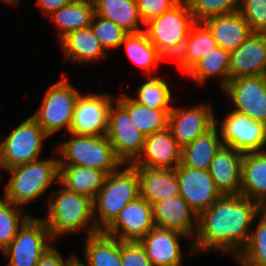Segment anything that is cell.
Segmentation results:
<instances>
[{
	"label": "cell",
	"instance_id": "46",
	"mask_svg": "<svg viewBox=\"0 0 266 266\" xmlns=\"http://www.w3.org/2000/svg\"><path fill=\"white\" fill-rule=\"evenodd\" d=\"M73 266H83L79 261H77Z\"/></svg>",
	"mask_w": 266,
	"mask_h": 266
},
{
	"label": "cell",
	"instance_id": "36",
	"mask_svg": "<svg viewBox=\"0 0 266 266\" xmlns=\"http://www.w3.org/2000/svg\"><path fill=\"white\" fill-rule=\"evenodd\" d=\"M16 207V208H15ZM23 208L0 198V250L3 252L15 238L19 229L31 217L22 213Z\"/></svg>",
	"mask_w": 266,
	"mask_h": 266
},
{
	"label": "cell",
	"instance_id": "44",
	"mask_svg": "<svg viewBox=\"0 0 266 266\" xmlns=\"http://www.w3.org/2000/svg\"><path fill=\"white\" fill-rule=\"evenodd\" d=\"M76 0H37L38 7L42 11L48 13L49 15L53 14L59 8L70 5Z\"/></svg>",
	"mask_w": 266,
	"mask_h": 266
},
{
	"label": "cell",
	"instance_id": "24",
	"mask_svg": "<svg viewBox=\"0 0 266 266\" xmlns=\"http://www.w3.org/2000/svg\"><path fill=\"white\" fill-rule=\"evenodd\" d=\"M240 195L266 208V151L244 153Z\"/></svg>",
	"mask_w": 266,
	"mask_h": 266
},
{
	"label": "cell",
	"instance_id": "10",
	"mask_svg": "<svg viewBox=\"0 0 266 266\" xmlns=\"http://www.w3.org/2000/svg\"><path fill=\"white\" fill-rule=\"evenodd\" d=\"M109 110L107 138L116 157L123 163L133 164L141 155L145 135L136 127L128 111L115 100ZM116 107V108H115Z\"/></svg>",
	"mask_w": 266,
	"mask_h": 266
},
{
	"label": "cell",
	"instance_id": "22",
	"mask_svg": "<svg viewBox=\"0 0 266 266\" xmlns=\"http://www.w3.org/2000/svg\"><path fill=\"white\" fill-rule=\"evenodd\" d=\"M202 23L212 33L217 45L229 52L236 50L252 33L239 11L214 15Z\"/></svg>",
	"mask_w": 266,
	"mask_h": 266
},
{
	"label": "cell",
	"instance_id": "29",
	"mask_svg": "<svg viewBox=\"0 0 266 266\" xmlns=\"http://www.w3.org/2000/svg\"><path fill=\"white\" fill-rule=\"evenodd\" d=\"M218 47L212 33L202 23L196 22L190 29L182 52L176 62L183 72H188L197 62L209 52Z\"/></svg>",
	"mask_w": 266,
	"mask_h": 266
},
{
	"label": "cell",
	"instance_id": "11",
	"mask_svg": "<svg viewBox=\"0 0 266 266\" xmlns=\"http://www.w3.org/2000/svg\"><path fill=\"white\" fill-rule=\"evenodd\" d=\"M111 94H79L69 134L103 136L107 134Z\"/></svg>",
	"mask_w": 266,
	"mask_h": 266
},
{
	"label": "cell",
	"instance_id": "23",
	"mask_svg": "<svg viewBox=\"0 0 266 266\" xmlns=\"http://www.w3.org/2000/svg\"><path fill=\"white\" fill-rule=\"evenodd\" d=\"M139 176L140 196L150 205L179 195L175 169L133 167Z\"/></svg>",
	"mask_w": 266,
	"mask_h": 266
},
{
	"label": "cell",
	"instance_id": "16",
	"mask_svg": "<svg viewBox=\"0 0 266 266\" xmlns=\"http://www.w3.org/2000/svg\"><path fill=\"white\" fill-rule=\"evenodd\" d=\"M215 125V115L210 104H200L190 109L173 107L168 115V128L178 145L183 148Z\"/></svg>",
	"mask_w": 266,
	"mask_h": 266
},
{
	"label": "cell",
	"instance_id": "14",
	"mask_svg": "<svg viewBox=\"0 0 266 266\" xmlns=\"http://www.w3.org/2000/svg\"><path fill=\"white\" fill-rule=\"evenodd\" d=\"M179 195L199 215L222 196L208 170L192 169L180 164L176 169Z\"/></svg>",
	"mask_w": 266,
	"mask_h": 266
},
{
	"label": "cell",
	"instance_id": "42",
	"mask_svg": "<svg viewBox=\"0 0 266 266\" xmlns=\"http://www.w3.org/2000/svg\"><path fill=\"white\" fill-rule=\"evenodd\" d=\"M181 0H136L137 9L142 21L147 23L152 18L171 10Z\"/></svg>",
	"mask_w": 266,
	"mask_h": 266
},
{
	"label": "cell",
	"instance_id": "26",
	"mask_svg": "<svg viewBox=\"0 0 266 266\" xmlns=\"http://www.w3.org/2000/svg\"><path fill=\"white\" fill-rule=\"evenodd\" d=\"M59 41L66 60L82 64L107 56L91 27L70 32Z\"/></svg>",
	"mask_w": 266,
	"mask_h": 266
},
{
	"label": "cell",
	"instance_id": "8",
	"mask_svg": "<svg viewBox=\"0 0 266 266\" xmlns=\"http://www.w3.org/2000/svg\"><path fill=\"white\" fill-rule=\"evenodd\" d=\"M49 136L30 116L0 143V169H11L39 160L42 142ZM1 178V175H0Z\"/></svg>",
	"mask_w": 266,
	"mask_h": 266
},
{
	"label": "cell",
	"instance_id": "30",
	"mask_svg": "<svg viewBox=\"0 0 266 266\" xmlns=\"http://www.w3.org/2000/svg\"><path fill=\"white\" fill-rule=\"evenodd\" d=\"M83 266H121L120 240L100 231L86 236Z\"/></svg>",
	"mask_w": 266,
	"mask_h": 266
},
{
	"label": "cell",
	"instance_id": "6",
	"mask_svg": "<svg viewBox=\"0 0 266 266\" xmlns=\"http://www.w3.org/2000/svg\"><path fill=\"white\" fill-rule=\"evenodd\" d=\"M56 148L59 165H78L96 168L106 175L119 169L123 163L116 157L112 144L106 135H75Z\"/></svg>",
	"mask_w": 266,
	"mask_h": 266
},
{
	"label": "cell",
	"instance_id": "3",
	"mask_svg": "<svg viewBox=\"0 0 266 266\" xmlns=\"http://www.w3.org/2000/svg\"><path fill=\"white\" fill-rule=\"evenodd\" d=\"M139 196V176L131 165L106 175L93 201L96 228L104 231L120 211Z\"/></svg>",
	"mask_w": 266,
	"mask_h": 266
},
{
	"label": "cell",
	"instance_id": "28",
	"mask_svg": "<svg viewBox=\"0 0 266 266\" xmlns=\"http://www.w3.org/2000/svg\"><path fill=\"white\" fill-rule=\"evenodd\" d=\"M95 15L112 21L128 33H137L143 25L136 0H97L94 2Z\"/></svg>",
	"mask_w": 266,
	"mask_h": 266
},
{
	"label": "cell",
	"instance_id": "45",
	"mask_svg": "<svg viewBox=\"0 0 266 266\" xmlns=\"http://www.w3.org/2000/svg\"><path fill=\"white\" fill-rule=\"evenodd\" d=\"M8 4H18L21 0H4Z\"/></svg>",
	"mask_w": 266,
	"mask_h": 266
},
{
	"label": "cell",
	"instance_id": "40",
	"mask_svg": "<svg viewBox=\"0 0 266 266\" xmlns=\"http://www.w3.org/2000/svg\"><path fill=\"white\" fill-rule=\"evenodd\" d=\"M238 11L252 32L266 33V0H240Z\"/></svg>",
	"mask_w": 266,
	"mask_h": 266
},
{
	"label": "cell",
	"instance_id": "33",
	"mask_svg": "<svg viewBox=\"0 0 266 266\" xmlns=\"http://www.w3.org/2000/svg\"><path fill=\"white\" fill-rule=\"evenodd\" d=\"M230 52L216 47L199 62H197L187 74L200 84L205 83L210 77L221 78L222 89L229 83Z\"/></svg>",
	"mask_w": 266,
	"mask_h": 266
},
{
	"label": "cell",
	"instance_id": "21",
	"mask_svg": "<svg viewBox=\"0 0 266 266\" xmlns=\"http://www.w3.org/2000/svg\"><path fill=\"white\" fill-rule=\"evenodd\" d=\"M181 237L187 236L174 230L154 227L139 243L153 266H181Z\"/></svg>",
	"mask_w": 266,
	"mask_h": 266
},
{
	"label": "cell",
	"instance_id": "17",
	"mask_svg": "<svg viewBox=\"0 0 266 266\" xmlns=\"http://www.w3.org/2000/svg\"><path fill=\"white\" fill-rule=\"evenodd\" d=\"M182 148L169 128L145 136L144 148L132 167L176 169L181 164Z\"/></svg>",
	"mask_w": 266,
	"mask_h": 266
},
{
	"label": "cell",
	"instance_id": "13",
	"mask_svg": "<svg viewBox=\"0 0 266 266\" xmlns=\"http://www.w3.org/2000/svg\"><path fill=\"white\" fill-rule=\"evenodd\" d=\"M234 111L266 124V75L230 79L223 88Z\"/></svg>",
	"mask_w": 266,
	"mask_h": 266
},
{
	"label": "cell",
	"instance_id": "19",
	"mask_svg": "<svg viewBox=\"0 0 266 266\" xmlns=\"http://www.w3.org/2000/svg\"><path fill=\"white\" fill-rule=\"evenodd\" d=\"M152 208L155 227L177 231L187 238L195 237L198 215L180 195L158 202Z\"/></svg>",
	"mask_w": 266,
	"mask_h": 266
},
{
	"label": "cell",
	"instance_id": "35",
	"mask_svg": "<svg viewBox=\"0 0 266 266\" xmlns=\"http://www.w3.org/2000/svg\"><path fill=\"white\" fill-rule=\"evenodd\" d=\"M259 216L254 231H250L247 245L235 257L241 266H266V208Z\"/></svg>",
	"mask_w": 266,
	"mask_h": 266
},
{
	"label": "cell",
	"instance_id": "39",
	"mask_svg": "<svg viewBox=\"0 0 266 266\" xmlns=\"http://www.w3.org/2000/svg\"><path fill=\"white\" fill-rule=\"evenodd\" d=\"M196 22L239 10L240 0H186Z\"/></svg>",
	"mask_w": 266,
	"mask_h": 266
},
{
	"label": "cell",
	"instance_id": "7",
	"mask_svg": "<svg viewBox=\"0 0 266 266\" xmlns=\"http://www.w3.org/2000/svg\"><path fill=\"white\" fill-rule=\"evenodd\" d=\"M80 92L71 86L65 76L52 84L44 95L40 108L31 116L51 136L63 127L67 131L72 124L76 100Z\"/></svg>",
	"mask_w": 266,
	"mask_h": 266
},
{
	"label": "cell",
	"instance_id": "34",
	"mask_svg": "<svg viewBox=\"0 0 266 266\" xmlns=\"http://www.w3.org/2000/svg\"><path fill=\"white\" fill-rule=\"evenodd\" d=\"M125 45L126 53L130 60L145 73L156 67L163 59H165L157 48L149 41L146 32L143 30L137 33H128L121 46Z\"/></svg>",
	"mask_w": 266,
	"mask_h": 266
},
{
	"label": "cell",
	"instance_id": "9",
	"mask_svg": "<svg viewBox=\"0 0 266 266\" xmlns=\"http://www.w3.org/2000/svg\"><path fill=\"white\" fill-rule=\"evenodd\" d=\"M53 240L45 221L32 216L19 229L15 238L3 251L10 258L8 266H36L52 247Z\"/></svg>",
	"mask_w": 266,
	"mask_h": 266
},
{
	"label": "cell",
	"instance_id": "1",
	"mask_svg": "<svg viewBox=\"0 0 266 266\" xmlns=\"http://www.w3.org/2000/svg\"><path fill=\"white\" fill-rule=\"evenodd\" d=\"M263 207L240 194L222 195L198 215L191 253L232 252L236 257L247 245L250 227Z\"/></svg>",
	"mask_w": 266,
	"mask_h": 266
},
{
	"label": "cell",
	"instance_id": "47",
	"mask_svg": "<svg viewBox=\"0 0 266 266\" xmlns=\"http://www.w3.org/2000/svg\"><path fill=\"white\" fill-rule=\"evenodd\" d=\"M86 1L94 3V2H96L97 0H86Z\"/></svg>",
	"mask_w": 266,
	"mask_h": 266
},
{
	"label": "cell",
	"instance_id": "41",
	"mask_svg": "<svg viewBox=\"0 0 266 266\" xmlns=\"http://www.w3.org/2000/svg\"><path fill=\"white\" fill-rule=\"evenodd\" d=\"M121 266H153L144 247L137 241H120Z\"/></svg>",
	"mask_w": 266,
	"mask_h": 266
},
{
	"label": "cell",
	"instance_id": "27",
	"mask_svg": "<svg viewBox=\"0 0 266 266\" xmlns=\"http://www.w3.org/2000/svg\"><path fill=\"white\" fill-rule=\"evenodd\" d=\"M218 121L206 133L197 137L193 142L182 148L181 164L183 166L208 170L217 150L222 146L221 137L218 133Z\"/></svg>",
	"mask_w": 266,
	"mask_h": 266
},
{
	"label": "cell",
	"instance_id": "4",
	"mask_svg": "<svg viewBox=\"0 0 266 266\" xmlns=\"http://www.w3.org/2000/svg\"><path fill=\"white\" fill-rule=\"evenodd\" d=\"M11 174L5 186L4 199L14 205L22 207L32 200H36L55 181L59 183V160H36L23 165L7 169Z\"/></svg>",
	"mask_w": 266,
	"mask_h": 266
},
{
	"label": "cell",
	"instance_id": "18",
	"mask_svg": "<svg viewBox=\"0 0 266 266\" xmlns=\"http://www.w3.org/2000/svg\"><path fill=\"white\" fill-rule=\"evenodd\" d=\"M230 79L266 75V33L252 32L230 52Z\"/></svg>",
	"mask_w": 266,
	"mask_h": 266
},
{
	"label": "cell",
	"instance_id": "37",
	"mask_svg": "<svg viewBox=\"0 0 266 266\" xmlns=\"http://www.w3.org/2000/svg\"><path fill=\"white\" fill-rule=\"evenodd\" d=\"M150 78L139 86L137 97L133 99L150 109H172V95L167 82L159 77Z\"/></svg>",
	"mask_w": 266,
	"mask_h": 266
},
{
	"label": "cell",
	"instance_id": "15",
	"mask_svg": "<svg viewBox=\"0 0 266 266\" xmlns=\"http://www.w3.org/2000/svg\"><path fill=\"white\" fill-rule=\"evenodd\" d=\"M154 227L152 205L139 196L129 202L103 232L120 241L139 242Z\"/></svg>",
	"mask_w": 266,
	"mask_h": 266
},
{
	"label": "cell",
	"instance_id": "43",
	"mask_svg": "<svg viewBox=\"0 0 266 266\" xmlns=\"http://www.w3.org/2000/svg\"><path fill=\"white\" fill-rule=\"evenodd\" d=\"M78 261L77 256H71L67 261L63 255L54 247H50L46 253L40 258L36 266H73Z\"/></svg>",
	"mask_w": 266,
	"mask_h": 266
},
{
	"label": "cell",
	"instance_id": "5",
	"mask_svg": "<svg viewBox=\"0 0 266 266\" xmlns=\"http://www.w3.org/2000/svg\"><path fill=\"white\" fill-rule=\"evenodd\" d=\"M196 23L186 0L145 23L149 41L166 59L182 52L191 27Z\"/></svg>",
	"mask_w": 266,
	"mask_h": 266
},
{
	"label": "cell",
	"instance_id": "38",
	"mask_svg": "<svg viewBox=\"0 0 266 266\" xmlns=\"http://www.w3.org/2000/svg\"><path fill=\"white\" fill-rule=\"evenodd\" d=\"M90 27L105 51L119 48L128 34L122 27L95 14L92 17Z\"/></svg>",
	"mask_w": 266,
	"mask_h": 266
},
{
	"label": "cell",
	"instance_id": "12",
	"mask_svg": "<svg viewBox=\"0 0 266 266\" xmlns=\"http://www.w3.org/2000/svg\"><path fill=\"white\" fill-rule=\"evenodd\" d=\"M220 130L223 145L231 146L242 153L265 151L266 124L247 115L233 110L221 123Z\"/></svg>",
	"mask_w": 266,
	"mask_h": 266
},
{
	"label": "cell",
	"instance_id": "20",
	"mask_svg": "<svg viewBox=\"0 0 266 266\" xmlns=\"http://www.w3.org/2000/svg\"><path fill=\"white\" fill-rule=\"evenodd\" d=\"M243 155L223 144L215 153L208 171L222 195L240 194Z\"/></svg>",
	"mask_w": 266,
	"mask_h": 266
},
{
	"label": "cell",
	"instance_id": "32",
	"mask_svg": "<svg viewBox=\"0 0 266 266\" xmlns=\"http://www.w3.org/2000/svg\"><path fill=\"white\" fill-rule=\"evenodd\" d=\"M94 14V3L76 0L70 5L59 8L50 16L61 40L70 32L90 27Z\"/></svg>",
	"mask_w": 266,
	"mask_h": 266
},
{
	"label": "cell",
	"instance_id": "25",
	"mask_svg": "<svg viewBox=\"0 0 266 266\" xmlns=\"http://www.w3.org/2000/svg\"><path fill=\"white\" fill-rule=\"evenodd\" d=\"M106 174L96 168L78 165H59V184L69 191L95 200Z\"/></svg>",
	"mask_w": 266,
	"mask_h": 266
},
{
	"label": "cell",
	"instance_id": "2",
	"mask_svg": "<svg viewBox=\"0 0 266 266\" xmlns=\"http://www.w3.org/2000/svg\"><path fill=\"white\" fill-rule=\"evenodd\" d=\"M48 205V215L42 219L53 240L59 235L81 231L88 227L90 222L92 224L86 236L100 232L96 228L93 200L90 198L69 191L62 186L61 189L52 193Z\"/></svg>",
	"mask_w": 266,
	"mask_h": 266
},
{
	"label": "cell",
	"instance_id": "31",
	"mask_svg": "<svg viewBox=\"0 0 266 266\" xmlns=\"http://www.w3.org/2000/svg\"><path fill=\"white\" fill-rule=\"evenodd\" d=\"M116 100L128 111L133 123L145 136L168 128V115L172 109H150L126 95Z\"/></svg>",
	"mask_w": 266,
	"mask_h": 266
}]
</instances>
